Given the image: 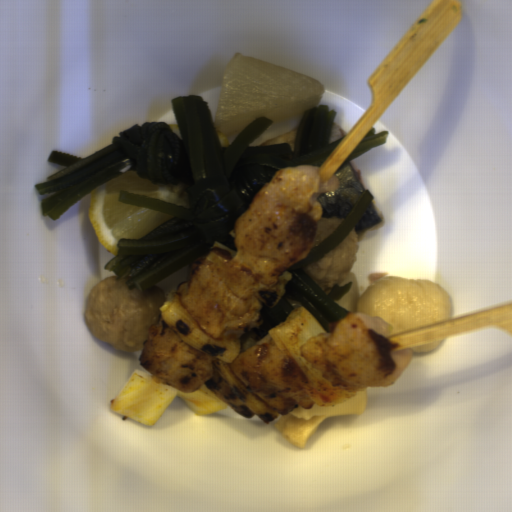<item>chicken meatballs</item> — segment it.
<instances>
[{
	"mask_svg": "<svg viewBox=\"0 0 512 512\" xmlns=\"http://www.w3.org/2000/svg\"><path fill=\"white\" fill-rule=\"evenodd\" d=\"M346 219L347 218H341V217L340 218H330V219H320L319 231H318L317 239H316L313 247L316 246L323 239H325L328 235H330Z\"/></svg>",
	"mask_w": 512,
	"mask_h": 512,
	"instance_id": "obj_3",
	"label": "chicken meatballs"
},
{
	"mask_svg": "<svg viewBox=\"0 0 512 512\" xmlns=\"http://www.w3.org/2000/svg\"><path fill=\"white\" fill-rule=\"evenodd\" d=\"M358 258V229L356 224L335 247L318 261L303 269L325 292L340 284L354 268Z\"/></svg>",
	"mask_w": 512,
	"mask_h": 512,
	"instance_id": "obj_2",
	"label": "chicken meatballs"
},
{
	"mask_svg": "<svg viewBox=\"0 0 512 512\" xmlns=\"http://www.w3.org/2000/svg\"><path fill=\"white\" fill-rule=\"evenodd\" d=\"M166 294L157 287L130 289L125 278L107 275L90 289L84 322L89 334L118 351H143L150 327L162 320Z\"/></svg>",
	"mask_w": 512,
	"mask_h": 512,
	"instance_id": "obj_1",
	"label": "chicken meatballs"
}]
</instances>
